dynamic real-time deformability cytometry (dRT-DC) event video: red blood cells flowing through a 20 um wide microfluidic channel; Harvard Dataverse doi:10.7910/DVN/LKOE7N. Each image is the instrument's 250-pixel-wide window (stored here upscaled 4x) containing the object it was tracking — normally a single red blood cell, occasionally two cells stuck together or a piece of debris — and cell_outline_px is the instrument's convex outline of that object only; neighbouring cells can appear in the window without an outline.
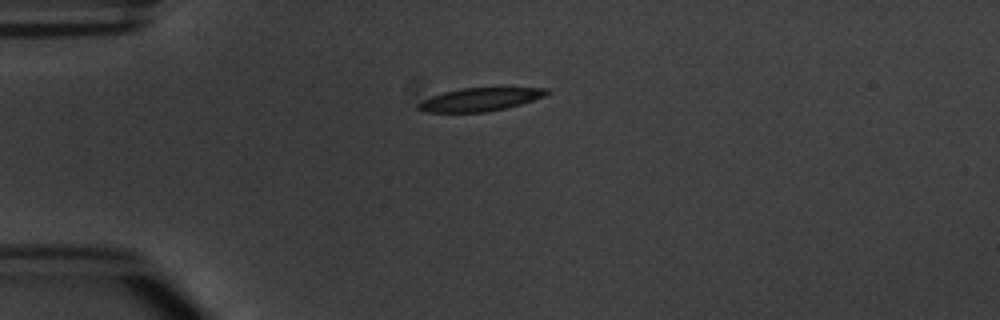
{"species": "common noctule bat (a hibernating species)", "species_latin": "Nyctalus noctula", "temperature_condition": "warm", "stored_images_in_passage": 4, "camera_frame_rate_fps": 3000, "um_per_image_px": 0.085, "animal": {"sex": "male", "body_mass_g": 20.1, "forearm_length_mm": 53.5}, "frame": {"image": 1, "passage_image": 2, "time_ms": 1.333, "image_size_px": [1000, 320], "cell_outline_px": [[548, 92], [544, 96], [508, 108], [484, 112], [424, 112], [416, 108], [416, 104], [432, 96], [444, 92], [460, 88], [500, 84], [548, 88]], "centroid_in_image_um": [40.89, 8.38], "position_along_channel_um": 44.1, "area_um2": 18.44}}